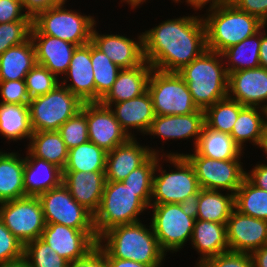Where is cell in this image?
I'll list each match as a JSON object with an SVG mask.
<instances>
[{
	"instance_id": "1",
	"label": "cell",
	"mask_w": 267,
	"mask_h": 267,
	"mask_svg": "<svg viewBox=\"0 0 267 267\" xmlns=\"http://www.w3.org/2000/svg\"><path fill=\"white\" fill-rule=\"evenodd\" d=\"M142 34L144 59L155 70L178 72L207 50L201 15L167 19Z\"/></svg>"
},
{
	"instance_id": "2",
	"label": "cell",
	"mask_w": 267,
	"mask_h": 267,
	"mask_svg": "<svg viewBox=\"0 0 267 267\" xmlns=\"http://www.w3.org/2000/svg\"><path fill=\"white\" fill-rule=\"evenodd\" d=\"M148 227L140 221L115 226L98 238L97 245L106 258L129 259L161 267L166 254L161 250L151 224Z\"/></svg>"
},
{
	"instance_id": "3",
	"label": "cell",
	"mask_w": 267,
	"mask_h": 267,
	"mask_svg": "<svg viewBox=\"0 0 267 267\" xmlns=\"http://www.w3.org/2000/svg\"><path fill=\"white\" fill-rule=\"evenodd\" d=\"M224 63L222 53L207 49L178 71L198 109L205 111L228 97L229 75Z\"/></svg>"
},
{
	"instance_id": "4",
	"label": "cell",
	"mask_w": 267,
	"mask_h": 267,
	"mask_svg": "<svg viewBox=\"0 0 267 267\" xmlns=\"http://www.w3.org/2000/svg\"><path fill=\"white\" fill-rule=\"evenodd\" d=\"M152 190H131L122 181L106 182L94 227L99 238L109 229L139 222V215L150 207ZM144 211V212H143Z\"/></svg>"
},
{
	"instance_id": "5",
	"label": "cell",
	"mask_w": 267,
	"mask_h": 267,
	"mask_svg": "<svg viewBox=\"0 0 267 267\" xmlns=\"http://www.w3.org/2000/svg\"><path fill=\"white\" fill-rule=\"evenodd\" d=\"M206 13L202 16L206 29V47L218 53L242 42L263 27V22L257 17L238 10L230 2Z\"/></svg>"
},
{
	"instance_id": "6",
	"label": "cell",
	"mask_w": 267,
	"mask_h": 267,
	"mask_svg": "<svg viewBox=\"0 0 267 267\" xmlns=\"http://www.w3.org/2000/svg\"><path fill=\"white\" fill-rule=\"evenodd\" d=\"M67 2L40 12L32 19L31 34H43L82 46L91 42L94 16L66 9Z\"/></svg>"
},
{
	"instance_id": "7",
	"label": "cell",
	"mask_w": 267,
	"mask_h": 267,
	"mask_svg": "<svg viewBox=\"0 0 267 267\" xmlns=\"http://www.w3.org/2000/svg\"><path fill=\"white\" fill-rule=\"evenodd\" d=\"M162 159L172 164L175 170L167 172L163 169L160 163ZM155 172L150 204L181 203L187 196L201 189L193 166L184 156H161Z\"/></svg>"
},
{
	"instance_id": "8",
	"label": "cell",
	"mask_w": 267,
	"mask_h": 267,
	"mask_svg": "<svg viewBox=\"0 0 267 267\" xmlns=\"http://www.w3.org/2000/svg\"><path fill=\"white\" fill-rule=\"evenodd\" d=\"M83 104L64 85L58 84L47 94L30 99L28 108L32 131H58L64 122L81 110Z\"/></svg>"
},
{
	"instance_id": "9",
	"label": "cell",
	"mask_w": 267,
	"mask_h": 267,
	"mask_svg": "<svg viewBox=\"0 0 267 267\" xmlns=\"http://www.w3.org/2000/svg\"><path fill=\"white\" fill-rule=\"evenodd\" d=\"M147 91L152 98L155 115H187L199 110L178 72L152 69Z\"/></svg>"
},
{
	"instance_id": "10",
	"label": "cell",
	"mask_w": 267,
	"mask_h": 267,
	"mask_svg": "<svg viewBox=\"0 0 267 267\" xmlns=\"http://www.w3.org/2000/svg\"><path fill=\"white\" fill-rule=\"evenodd\" d=\"M165 156H184L193 166L201 189L226 191L235 195L246 178L240 159L215 160L198 155L168 152Z\"/></svg>"
},
{
	"instance_id": "11",
	"label": "cell",
	"mask_w": 267,
	"mask_h": 267,
	"mask_svg": "<svg viewBox=\"0 0 267 267\" xmlns=\"http://www.w3.org/2000/svg\"><path fill=\"white\" fill-rule=\"evenodd\" d=\"M153 232L161 250L176 254L192 238L195 219L186 215L179 203L150 204Z\"/></svg>"
},
{
	"instance_id": "12",
	"label": "cell",
	"mask_w": 267,
	"mask_h": 267,
	"mask_svg": "<svg viewBox=\"0 0 267 267\" xmlns=\"http://www.w3.org/2000/svg\"><path fill=\"white\" fill-rule=\"evenodd\" d=\"M0 220L24 246L46 226L40 199L31 196L0 203Z\"/></svg>"
},
{
	"instance_id": "13",
	"label": "cell",
	"mask_w": 267,
	"mask_h": 267,
	"mask_svg": "<svg viewBox=\"0 0 267 267\" xmlns=\"http://www.w3.org/2000/svg\"><path fill=\"white\" fill-rule=\"evenodd\" d=\"M46 224H62L79 230H95L94 215L77 203L62 183L39 197Z\"/></svg>"
},
{
	"instance_id": "14",
	"label": "cell",
	"mask_w": 267,
	"mask_h": 267,
	"mask_svg": "<svg viewBox=\"0 0 267 267\" xmlns=\"http://www.w3.org/2000/svg\"><path fill=\"white\" fill-rule=\"evenodd\" d=\"M40 239L68 262L85 257L97 246L95 230H79L62 224H46Z\"/></svg>"
},
{
	"instance_id": "15",
	"label": "cell",
	"mask_w": 267,
	"mask_h": 267,
	"mask_svg": "<svg viewBox=\"0 0 267 267\" xmlns=\"http://www.w3.org/2000/svg\"><path fill=\"white\" fill-rule=\"evenodd\" d=\"M81 110L86 114L89 141L106 152L125 144L130 139L110 107L100 102H92L84 103Z\"/></svg>"
},
{
	"instance_id": "16",
	"label": "cell",
	"mask_w": 267,
	"mask_h": 267,
	"mask_svg": "<svg viewBox=\"0 0 267 267\" xmlns=\"http://www.w3.org/2000/svg\"><path fill=\"white\" fill-rule=\"evenodd\" d=\"M229 251L251 254L267 245V221L232 210L226 224Z\"/></svg>"
},
{
	"instance_id": "17",
	"label": "cell",
	"mask_w": 267,
	"mask_h": 267,
	"mask_svg": "<svg viewBox=\"0 0 267 267\" xmlns=\"http://www.w3.org/2000/svg\"><path fill=\"white\" fill-rule=\"evenodd\" d=\"M94 25L91 33V43L103 52L120 69H129L141 65L144 59L143 34L137 40L130 39L122 34L98 33Z\"/></svg>"
},
{
	"instance_id": "18",
	"label": "cell",
	"mask_w": 267,
	"mask_h": 267,
	"mask_svg": "<svg viewBox=\"0 0 267 267\" xmlns=\"http://www.w3.org/2000/svg\"><path fill=\"white\" fill-rule=\"evenodd\" d=\"M163 151L160 152L158 149L149 147V145L142 146L136 137L130 138L125 144L107 152L105 164L106 182L123 181L130 172L141 166L152 154L165 156Z\"/></svg>"
},
{
	"instance_id": "19",
	"label": "cell",
	"mask_w": 267,
	"mask_h": 267,
	"mask_svg": "<svg viewBox=\"0 0 267 267\" xmlns=\"http://www.w3.org/2000/svg\"><path fill=\"white\" fill-rule=\"evenodd\" d=\"M228 97L244 106L260 107L266 110L267 69L258 67L230 73Z\"/></svg>"
},
{
	"instance_id": "20",
	"label": "cell",
	"mask_w": 267,
	"mask_h": 267,
	"mask_svg": "<svg viewBox=\"0 0 267 267\" xmlns=\"http://www.w3.org/2000/svg\"><path fill=\"white\" fill-rule=\"evenodd\" d=\"M61 79L60 83L83 103L95 102V81L91 62V42L76 47L69 68Z\"/></svg>"
},
{
	"instance_id": "21",
	"label": "cell",
	"mask_w": 267,
	"mask_h": 267,
	"mask_svg": "<svg viewBox=\"0 0 267 267\" xmlns=\"http://www.w3.org/2000/svg\"><path fill=\"white\" fill-rule=\"evenodd\" d=\"M205 124V113L198 110L187 115H156L145 135L157 136L162 140L194 139L195 148Z\"/></svg>"
},
{
	"instance_id": "22",
	"label": "cell",
	"mask_w": 267,
	"mask_h": 267,
	"mask_svg": "<svg viewBox=\"0 0 267 267\" xmlns=\"http://www.w3.org/2000/svg\"><path fill=\"white\" fill-rule=\"evenodd\" d=\"M63 184L77 203L93 215L98 211L106 184L105 171H63Z\"/></svg>"
},
{
	"instance_id": "23",
	"label": "cell",
	"mask_w": 267,
	"mask_h": 267,
	"mask_svg": "<svg viewBox=\"0 0 267 267\" xmlns=\"http://www.w3.org/2000/svg\"><path fill=\"white\" fill-rule=\"evenodd\" d=\"M121 128L130 138H135L134 130L146 134L155 118L154 107L150 93L146 91L141 96L113 103L109 106ZM114 107V109H113ZM133 130H132V129Z\"/></svg>"
},
{
	"instance_id": "24",
	"label": "cell",
	"mask_w": 267,
	"mask_h": 267,
	"mask_svg": "<svg viewBox=\"0 0 267 267\" xmlns=\"http://www.w3.org/2000/svg\"><path fill=\"white\" fill-rule=\"evenodd\" d=\"M30 38L35 48L37 64L46 67L61 80L69 68L73 52L77 46L43 34H31Z\"/></svg>"
},
{
	"instance_id": "25",
	"label": "cell",
	"mask_w": 267,
	"mask_h": 267,
	"mask_svg": "<svg viewBox=\"0 0 267 267\" xmlns=\"http://www.w3.org/2000/svg\"><path fill=\"white\" fill-rule=\"evenodd\" d=\"M24 157L23 186L25 196L39 197L63 183V170L58 166L34 157L28 150Z\"/></svg>"
},
{
	"instance_id": "26",
	"label": "cell",
	"mask_w": 267,
	"mask_h": 267,
	"mask_svg": "<svg viewBox=\"0 0 267 267\" xmlns=\"http://www.w3.org/2000/svg\"><path fill=\"white\" fill-rule=\"evenodd\" d=\"M152 69V66L146 60L137 67L121 69L112 88L99 102L109 107L113 103L141 96L147 91Z\"/></svg>"
},
{
	"instance_id": "27",
	"label": "cell",
	"mask_w": 267,
	"mask_h": 267,
	"mask_svg": "<svg viewBox=\"0 0 267 267\" xmlns=\"http://www.w3.org/2000/svg\"><path fill=\"white\" fill-rule=\"evenodd\" d=\"M191 244L200 255L197 264L229 251L226 224L196 219Z\"/></svg>"
},
{
	"instance_id": "28",
	"label": "cell",
	"mask_w": 267,
	"mask_h": 267,
	"mask_svg": "<svg viewBox=\"0 0 267 267\" xmlns=\"http://www.w3.org/2000/svg\"><path fill=\"white\" fill-rule=\"evenodd\" d=\"M36 64L35 48L29 38L0 55V81L25 80L27 73Z\"/></svg>"
},
{
	"instance_id": "29",
	"label": "cell",
	"mask_w": 267,
	"mask_h": 267,
	"mask_svg": "<svg viewBox=\"0 0 267 267\" xmlns=\"http://www.w3.org/2000/svg\"><path fill=\"white\" fill-rule=\"evenodd\" d=\"M18 152L0 151V203L25 197L24 157Z\"/></svg>"
},
{
	"instance_id": "30",
	"label": "cell",
	"mask_w": 267,
	"mask_h": 267,
	"mask_svg": "<svg viewBox=\"0 0 267 267\" xmlns=\"http://www.w3.org/2000/svg\"><path fill=\"white\" fill-rule=\"evenodd\" d=\"M192 150L198 155L215 160L241 159L244 154L230 134L213 130L206 124H204L198 142Z\"/></svg>"
},
{
	"instance_id": "31",
	"label": "cell",
	"mask_w": 267,
	"mask_h": 267,
	"mask_svg": "<svg viewBox=\"0 0 267 267\" xmlns=\"http://www.w3.org/2000/svg\"><path fill=\"white\" fill-rule=\"evenodd\" d=\"M266 126L267 118L265 109L245 106L239 112L230 135L244 152L246 145L244 143H248L249 141L254 146H257V148L260 147Z\"/></svg>"
},
{
	"instance_id": "32",
	"label": "cell",
	"mask_w": 267,
	"mask_h": 267,
	"mask_svg": "<svg viewBox=\"0 0 267 267\" xmlns=\"http://www.w3.org/2000/svg\"><path fill=\"white\" fill-rule=\"evenodd\" d=\"M27 146L26 149L34 157L64 169L68 159V149L58 131L33 132Z\"/></svg>"
},
{
	"instance_id": "33",
	"label": "cell",
	"mask_w": 267,
	"mask_h": 267,
	"mask_svg": "<svg viewBox=\"0 0 267 267\" xmlns=\"http://www.w3.org/2000/svg\"><path fill=\"white\" fill-rule=\"evenodd\" d=\"M32 134L28 104L0 103V135L14 142L29 140Z\"/></svg>"
},
{
	"instance_id": "34",
	"label": "cell",
	"mask_w": 267,
	"mask_h": 267,
	"mask_svg": "<svg viewBox=\"0 0 267 267\" xmlns=\"http://www.w3.org/2000/svg\"><path fill=\"white\" fill-rule=\"evenodd\" d=\"M260 44L261 29L242 42L224 50L222 56L225 59L224 62L228 75L235 71L260 67Z\"/></svg>"
},
{
	"instance_id": "35",
	"label": "cell",
	"mask_w": 267,
	"mask_h": 267,
	"mask_svg": "<svg viewBox=\"0 0 267 267\" xmlns=\"http://www.w3.org/2000/svg\"><path fill=\"white\" fill-rule=\"evenodd\" d=\"M222 192L200 189L196 219L227 224L234 209V194Z\"/></svg>"
},
{
	"instance_id": "36",
	"label": "cell",
	"mask_w": 267,
	"mask_h": 267,
	"mask_svg": "<svg viewBox=\"0 0 267 267\" xmlns=\"http://www.w3.org/2000/svg\"><path fill=\"white\" fill-rule=\"evenodd\" d=\"M107 152L91 141L68 150V159L63 171H105Z\"/></svg>"
},
{
	"instance_id": "37",
	"label": "cell",
	"mask_w": 267,
	"mask_h": 267,
	"mask_svg": "<svg viewBox=\"0 0 267 267\" xmlns=\"http://www.w3.org/2000/svg\"><path fill=\"white\" fill-rule=\"evenodd\" d=\"M234 208L241 214L267 221V191L245 178L234 195Z\"/></svg>"
},
{
	"instance_id": "38",
	"label": "cell",
	"mask_w": 267,
	"mask_h": 267,
	"mask_svg": "<svg viewBox=\"0 0 267 267\" xmlns=\"http://www.w3.org/2000/svg\"><path fill=\"white\" fill-rule=\"evenodd\" d=\"M244 107L238 101L226 97L204 111L205 124L213 130L231 134L239 112Z\"/></svg>"
},
{
	"instance_id": "39",
	"label": "cell",
	"mask_w": 267,
	"mask_h": 267,
	"mask_svg": "<svg viewBox=\"0 0 267 267\" xmlns=\"http://www.w3.org/2000/svg\"><path fill=\"white\" fill-rule=\"evenodd\" d=\"M91 62L95 81V102H99L112 88L121 70L91 43Z\"/></svg>"
},
{
	"instance_id": "40",
	"label": "cell",
	"mask_w": 267,
	"mask_h": 267,
	"mask_svg": "<svg viewBox=\"0 0 267 267\" xmlns=\"http://www.w3.org/2000/svg\"><path fill=\"white\" fill-rule=\"evenodd\" d=\"M24 257L30 267H67L69 264L40 238L24 246Z\"/></svg>"
},
{
	"instance_id": "41",
	"label": "cell",
	"mask_w": 267,
	"mask_h": 267,
	"mask_svg": "<svg viewBox=\"0 0 267 267\" xmlns=\"http://www.w3.org/2000/svg\"><path fill=\"white\" fill-rule=\"evenodd\" d=\"M25 83L30 99L43 96L53 90L60 80L46 67L36 64L26 75Z\"/></svg>"
},
{
	"instance_id": "42",
	"label": "cell",
	"mask_w": 267,
	"mask_h": 267,
	"mask_svg": "<svg viewBox=\"0 0 267 267\" xmlns=\"http://www.w3.org/2000/svg\"><path fill=\"white\" fill-rule=\"evenodd\" d=\"M68 150L77 147L89 140L86 114L80 110L69 118L58 129Z\"/></svg>"
},
{
	"instance_id": "43",
	"label": "cell",
	"mask_w": 267,
	"mask_h": 267,
	"mask_svg": "<svg viewBox=\"0 0 267 267\" xmlns=\"http://www.w3.org/2000/svg\"><path fill=\"white\" fill-rule=\"evenodd\" d=\"M32 21L0 24V55L12 46L26 42L31 35Z\"/></svg>"
},
{
	"instance_id": "44",
	"label": "cell",
	"mask_w": 267,
	"mask_h": 267,
	"mask_svg": "<svg viewBox=\"0 0 267 267\" xmlns=\"http://www.w3.org/2000/svg\"><path fill=\"white\" fill-rule=\"evenodd\" d=\"M162 155L152 154L122 181L131 190H152L156 163Z\"/></svg>"
},
{
	"instance_id": "45",
	"label": "cell",
	"mask_w": 267,
	"mask_h": 267,
	"mask_svg": "<svg viewBox=\"0 0 267 267\" xmlns=\"http://www.w3.org/2000/svg\"><path fill=\"white\" fill-rule=\"evenodd\" d=\"M24 256V245L0 220V264L14 261Z\"/></svg>"
},
{
	"instance_id": "46",
	"label": "cell",
	"mask_w": 267,
	"mask_h": 267,
	"mask_svg": "<svg viewBox=\"0 0 267 267\" xmlns=\"http://www.w3.org/2000/svg\"><path fill=\"white\" fill-rule=\"evenodd\" d=\"M1 102L4 104H28L30 97L25 80L0 81Z\"/></svg>"
},
{
	"instance_id": "47",
	"label": "cell",
	"mask_w": 267,
	"mask_h": 267,
	"mask_svg": "<svg viewBox=\"0 0 267 267\" xmlns=\"http://www.w3.org/2000/svg\"><path fill=\"white\" fill-rule=\"evenodd\" d=\"M202 265L204 267H253V261L248 253L227 251L208 258Z\"/></svg>"
},
{
	"instance_id": "48",
	"label": "cell",
	"mask_w": 267,
	"mask_h": 267,
	"mask_svg": "<svg viewBox=\"0 0 267 267\" xmlns=\"http://www.w3.org/2000/svg\"><path fill=\"white\" fill-rule=\"evenodd\" d=\"M14 21H32L24 11L21 0H0V24Z\"/></svg>"
},
{
	"instance_id": "49",
	"label": "cell",
	"mask_w": 267,
	"mask_h": 267,
	"mask_svg": "<svg viewBox=\"0 0 267 267\" xmlns=\"http://www.w3.org/2000/svg\"><path fill=\"white\" fill-rule=\"evenodd\" d=\"M238 10L257 17L261 22L267 20V0H230Z\"/></svg>"
},
{
	"instance_id": "50",
	"label": "cell",
	"mask_w": 267,
	"mask_h": 267,
	"mask_svg": "<svg viewBox=\"0 0 267 267\" xmlns=\"http://www.w3.org/2000/svg\"><path fill=\"white\" fill-rule=\"evenodd\" d=\"M67 267H108L106 254L97 245L85 257L69 262Z\"/></svg>"
},
{
	"instance_id": "51",
	"label": "cell",
	"mask_w": 267,
	"mask_h": 267,
	"mask_svg": "<svg viewBox=\"0 0 267 267\" xmlns=\"http://www.w3.org/2000/svg\"><path fill=\"white\" fill-rule=\"evenodd\" d=\"M63 0H22L24 11L32 19L42 11L60 5Z\"/></svg>"
},
{
	"instance_id": "52",
	"label": "cell",
	"mask_w": 267,
	"mask_h": 267,
	"mask_svg": "<svg viewBox=\"0 0 267 267\" xmlns=\"http://www.w3.org/2000/svg\"><path fill=\"white\" fill-rule=\"evenodd\" d=\"M253 167L246 172V178L257 188L267 191V164L260 162Z\"/></svg>"
},
{
	"instance_id": "53",
	"label": "cell",
	"mask_w": 267,
	"mask_h": 267,
	"mask_svg": "<svg viewBox=\"0 0 267 267\" xmlns=\"http://www.w3.org/2000/svg\"><path fill=\"white\" fill-rule=\"evenodd\" d=\"M175 3L182 2L181 0H175ZM184 2V0H183ZM188 6L192 7L195 11H198L199 9L202 10V8H206V5L209 3V7L206 10V12L216 10L217 8L226 5L230 2V0H185Z\"/></svg>"
},
{
	"instance_id": "54",
	"label": "cell",
	"mask_w": 267,
	"mask_h": 267,
	"mask_svg": "<svg viewBox=\"0 0 267 267\" xmlns=\"http://www.w3.org/2000/svg\"><path fill=\"white\" fill-rule=\"evenodd\" d=\"M200 190L197 193L187 196L180 204L182 211L196 220L198 214V200Z\"/></svg>"
},
{
	"instance_id": "55",
	"label": "cell",
	"mask_w": 267,
	"mask_h": 267,
	"mask_svg": "<svg viewBox=\"0 0 267 267\" xmlns=\"http://www.w3.org/2000/svg\"><path fill=\"white\" fill-rule=\"evenodd\" d=\"M250 255L253 267H267V245L253 251Z\"/></svg>"
},
{
	"instance_id": "56",
	"label": "cell",
	"mask_w": 267,
	"mask_h": 267,
	"mask_svg": "<svg viewBox=\"0 0 267 267\" xmlns=\"http://www.w3.org/2000/svg\"><path fill=\"white\" fill-rule=\"evenodd\" d=\"M108 267H151L129 259L106 258Z\"/></svg>"
},
{
	"instance_id": "57",
	"label": "cell",
	"mask_w": 267,
	"mask_h": 267,
	"mask_svg": "<svg viewBox=\"0 0 267 267\" xmlns=\"http://www.w3.org/2000/svg\"><path fill=\"white\" fill-rule=\"evenodd\" d=\"M265 27L261 28V44L259 53L260 67L267 69V32Z\"/></svg>"
},
{
	"instance_id": "58",
	"label": "cell",
	"mask_w": 267,
	"mask_h": 267,
	"mask_svg": "<svg viewBox=\"0 0 267 267\" xmlns=\"http://www.w3.org/2000/svg\"><path fill=\"white\" fill-rule=\"evenodd\" d=\"M0 267H30V265L27 259L23 256L20 259L0 264Z\"/></svg>"
},
{
	"instance_id": "59",
	"label": "cell",
	"mask_w": 267,
	"mask_h": 267,
	"mask_svg": "<svg viewBox=\"0 0 267 267\" xmlns=\"http://www.w3.org/2000/svg\"><path fill=\"white\" fill-rule=\"evenodd\" d=\"M147 0H121V4L124 3H128L127 5H129V7H131V9H135L136 7H139L140 5H142L144 2L146 3Z\"/></svg>"
},
{
	"instance_id": "60",
	"label": "cell",
	"mask_w": 267,
	"mask_h": 267,
	"mask_svg": "<svg viewBox=\"0 0 267 267\" xmlns=\"http://www.w3.org/2000/svg\"><path fill=\"white\" fill-rule=\"evenodd\" d=\"M259 148H261L267 156V126L264 130V135H263L262 142Z\"/></svg>"
},
{
	"instance_id": "61",
	"label": "cell",
	"mask_w": 267,
	"mask_h": 267,
	"mask_svg": "<svg viewBox=\"0 0 267 267\" xmlns=\"http://www.w3.org/2000/svg\"><path fill=\"white\" fill-rule=\"evenodd\" d=\"M194 266L195 267H204L202 264H197V263Z\"/></svg>"
},
{
	"instance_id": "62",
	"label": "cell",
	"mask_w": 267,
	"mask_h": 267,
	"mask_svg": "<svg viewBox=\"0 0 267 267\" xmlns=\"http://www.w3.org/2000/svg\"><path fill=\"white\" fill-rule=\"evenodd\" d=\"M263 26L266 28L267 27V20L263 23Z\"/></svg>"
}]
</instances>
